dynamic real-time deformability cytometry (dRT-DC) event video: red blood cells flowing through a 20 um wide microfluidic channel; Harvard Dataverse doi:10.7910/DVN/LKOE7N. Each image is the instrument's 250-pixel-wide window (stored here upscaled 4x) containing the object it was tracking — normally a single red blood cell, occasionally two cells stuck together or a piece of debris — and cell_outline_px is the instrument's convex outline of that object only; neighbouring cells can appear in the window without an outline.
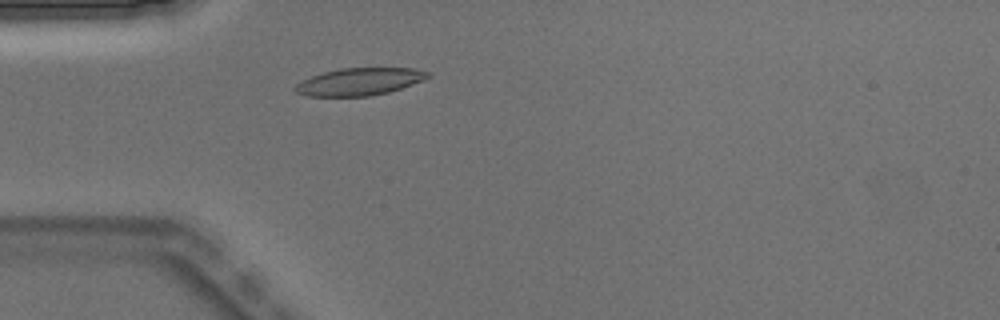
{"species": "Egyptian fruit bat (a non-hibernating species)", "species_latin": "Rousettus aegyptiacus", "temperature_condition": "warm", "stored_images_in_passage": 3, "camera_frame_rate_fps": 3000, "um_per_image_px": 0.085, "animal": {"sex": "male"}, "frame": {"image": 1, "passage_image": 3, "time_ms": 0.667, "image_size_px": [1000, 320], "cell_outline_px": [[432, 76], [424, 80], [388, 92], [372, 96], [308, 96], [296, 92], [292, 88], [296, 84], [312, 76], [324, 72], [340, 68], [412, 68], [428, 72]], "centroid_in_image_um": [30.56, 6.94], "position_along_channel_um": 54.4, "area_um2": 21.04}}